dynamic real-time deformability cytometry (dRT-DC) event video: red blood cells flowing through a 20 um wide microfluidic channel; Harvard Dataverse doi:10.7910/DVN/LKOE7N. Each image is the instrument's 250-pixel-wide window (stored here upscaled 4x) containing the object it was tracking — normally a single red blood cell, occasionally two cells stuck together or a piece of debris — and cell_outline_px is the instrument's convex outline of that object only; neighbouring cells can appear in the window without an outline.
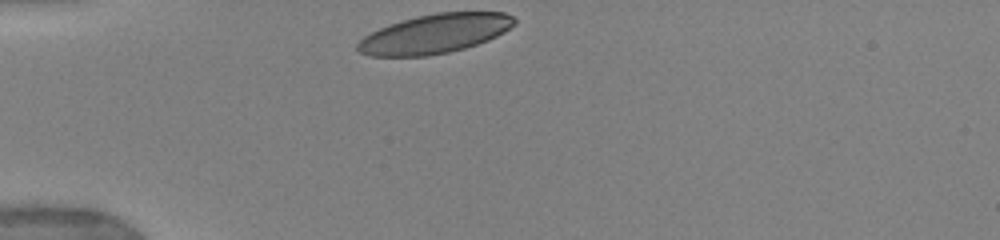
{"species": "human", "species_latin": "Homo sapiens", "temperature_condition": "warm", "stored_images_in_passage": 3, "camera_frame_rate_fps": 3000, "um_per_image_px": 0.085, "donor": {"sex": "female"}, "frame": {"image": 1, "passage_image": 1, "time_ms": 0.0, "image_size_px": [1000, 240], "cell_outline_px": [[516, 24], [504, 32], [488, 40], [464, 48], [448, 52], [428, 56], [372, 56], [360, 52], [356, 48], [356, 44], [364, 36], [388, 24], [416, 16], [436, 12], [504, 12], [512, 16], [516, 20]], "centroid_in_image_um": [36.96, 2.86], "position_along_channel_um": 48.0, "area_um2": 35.78}}